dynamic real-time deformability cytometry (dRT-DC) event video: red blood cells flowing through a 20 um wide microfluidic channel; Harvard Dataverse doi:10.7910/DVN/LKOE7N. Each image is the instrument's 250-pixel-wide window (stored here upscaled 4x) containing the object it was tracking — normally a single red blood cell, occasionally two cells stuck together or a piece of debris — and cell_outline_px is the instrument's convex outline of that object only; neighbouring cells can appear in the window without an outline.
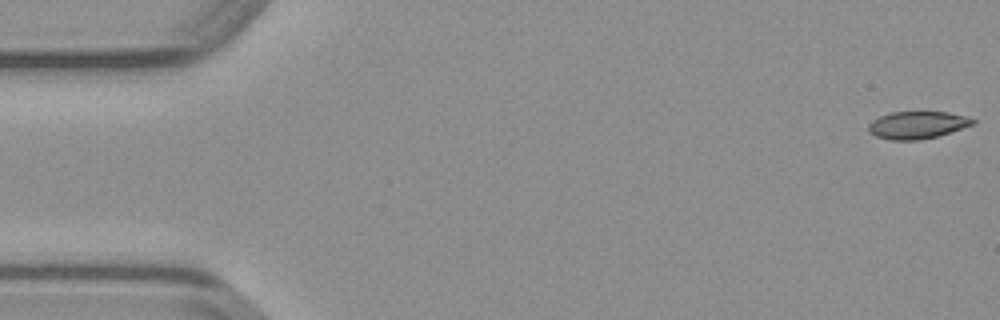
{"species": "common noctule bat (a hibernating species)", "species_latin": "Nyctalus noctula", "temperature_condition": "warm", "stored_images_in_passage": 49, "camera_frame_rate_fps": 3000, "um_per_image_px": 0.085, "animal": {"sex": "male", "body_mass_g": 23.1, "forearm_length_mm": 52.7}, "frame": {"image": 1, "passage_image": 1, "time_ms": 0.0, "image_size_px": [1000, 320], "cell_outline_px": [[976, 124], [936, 136], [920, 140], [892, 140], [876, 136], [868, 132], [868, 124], [872, 120], [880, 116], [892, 112], [948, 112], [964, 116], [976, 120]], "centroid_in_image_um": [77.96, 10.62], "position_along_channel_um": 7.0, "area_um2": 16.59}}
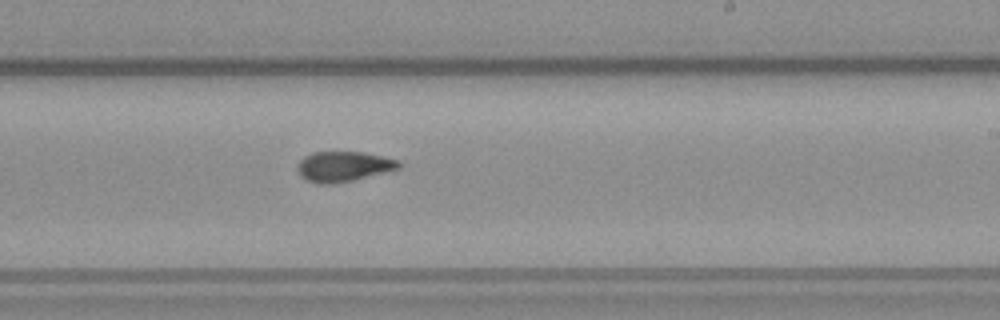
{"frame": {"image": 2, "passage_image": 29, "time_ms": 9.333, "image_size_px": [1000, 320], "cell_outline_px": [[400, 168], [352, 180], [332, 184], [316, 184], [304, 180], [300, 176], [296, 168], [296, 164], [304, 156], [312, 152], [364, 152], [400, 160]], "centroid_in_image_um": [29.13, 14.15], "position_along_channel_um": 259.9, "area_um2": 17.98}}
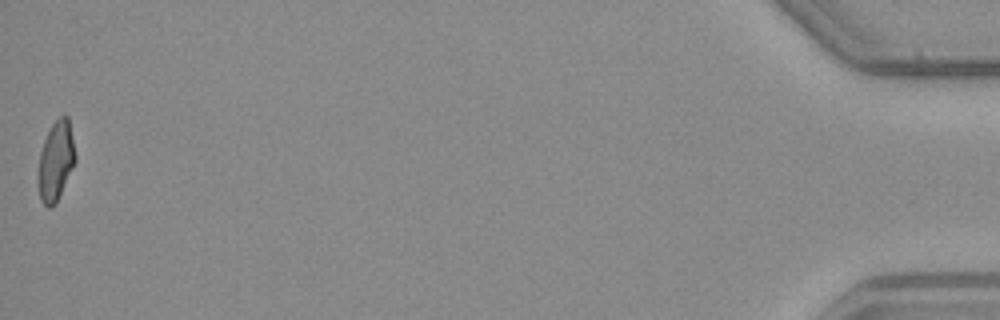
{"frame": {"image": 3, "passage_image": 49, "time_ms": 16.0, "image_size_px": [1000, 320], "cell_outline_px": [[76, 160], [56, 204], [52, 208], [48, 208], [40, 200], [36, 184], [36, 176], [40, 152], [44, 140], [52, 124], [60, 116], [68, 116], [76, 156]], "centroid_in_image_um": [4.71, 13.75], "position_along_channel_um": 430.5, "area_um2": 17.51}}